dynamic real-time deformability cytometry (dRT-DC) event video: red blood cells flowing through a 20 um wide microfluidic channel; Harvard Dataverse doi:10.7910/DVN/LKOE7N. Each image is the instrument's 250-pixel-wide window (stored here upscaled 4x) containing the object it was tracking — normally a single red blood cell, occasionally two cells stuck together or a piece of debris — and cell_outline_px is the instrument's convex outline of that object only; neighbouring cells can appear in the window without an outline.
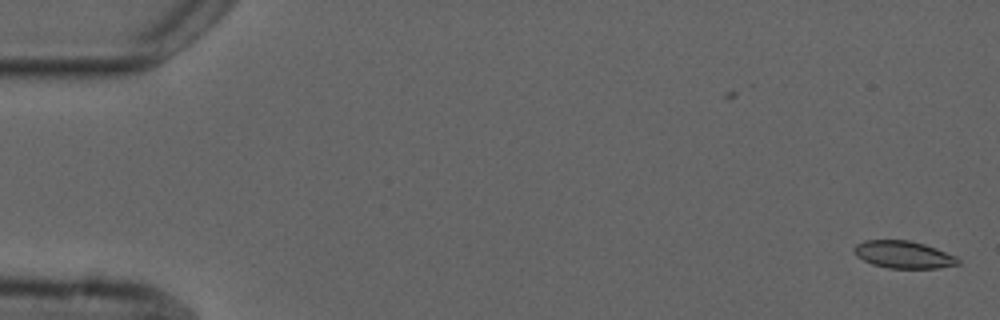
{"species": "common noctule bat (a hibernating species)", "species_latin": "Nyctalus noctula", "temperature_condition": "cold", "stored_images_in_passage": 2, "camera_frame_rate_fps": 3000, "um_per_image_px": 0.085, "animal": {"sex": "male", "forearm_length_mm": 52.5}, "frame": {"image": 1, "passage_image": 2, "time_ms": 1.0, "image_size_px": [1000, 320], "cell_outline_px": [[960, 264], [940, 268], [888, 268], [872, 264], [856, 256], [852, 248], [856, 244], [864, 240], [908, 240], [924, 244], [936, 248], [956, 256], [960, 260]], "centroid_in_image_um": [76.79, 21.64], "position_along_channel_um": 8.2, "area_um2": 16.65}}